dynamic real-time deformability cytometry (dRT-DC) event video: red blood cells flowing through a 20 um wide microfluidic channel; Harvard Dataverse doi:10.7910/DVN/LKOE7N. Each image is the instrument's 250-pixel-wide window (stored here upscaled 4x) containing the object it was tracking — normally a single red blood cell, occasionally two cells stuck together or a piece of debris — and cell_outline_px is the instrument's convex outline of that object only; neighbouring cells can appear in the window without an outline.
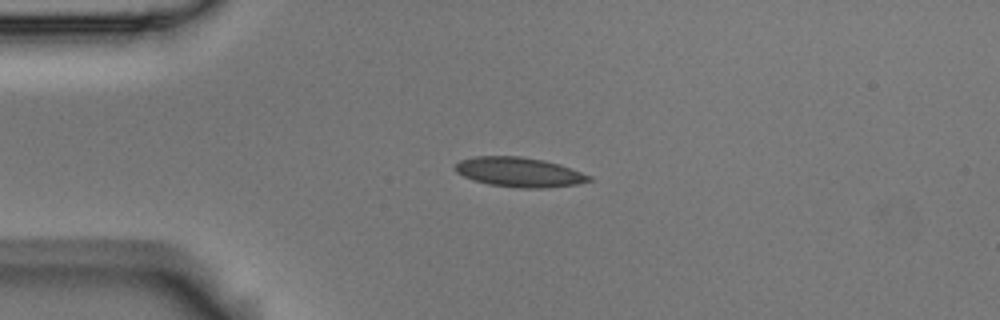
{"species": "Egyptian fruit bat (a non-hibernating species)", "species_latin": "Rousettus aegyptiacus", "temperature_condition": "room temperature", "stored_images_in_passage": 42, "camera_frame_rate_fps": 3000, "um_per_image_px": 0.085, "animal": {"sex": "male"}, "frame": {"image": 1, "passage_image": 1, "time_ms": 0.0, "image_size_px": [1000, 320], "cell_outline_px": [[592, 180], [576, 184], [548, 188], [520, 188], [488, 184], [464, 176], [456, 172], [452, 168], [460, 160], [472, 156], [520, 156], [544, 160], [560, 164], [592, 176]], "centroid_in_image_um": [44.13, 14.62], "position_along_channel_um": 40.9, "area_um2": 23.18}}
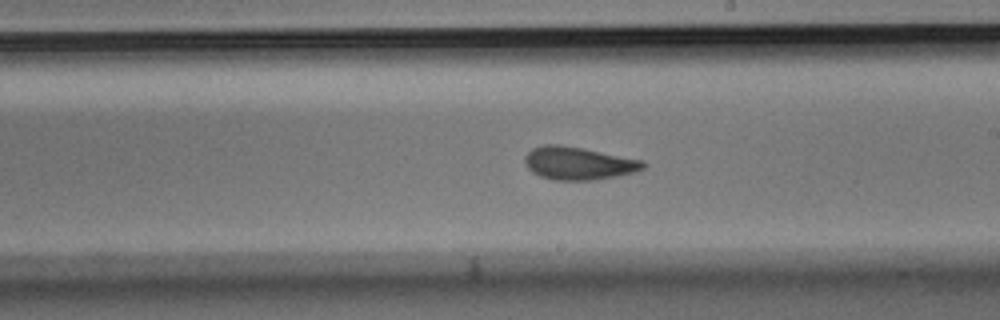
{"frame": {"image": 2, "passage_image": 19, "time_ms": 6.0, "image_size_px": [1000, 320], "cell_outline_px": [[648, 164], [644, 168], [632, 172], [616, 176], [596, 180], [556, 180], [540, 176], [532, 172], [528, 168], [524, 160], [524, 156], [532, 148], [544, 144], [560, 144], [644, 160]], "centroid_in_image_um": [49.16, 13.87], "position_along_channel_um": 239.8, "area_um2": 22.66}}
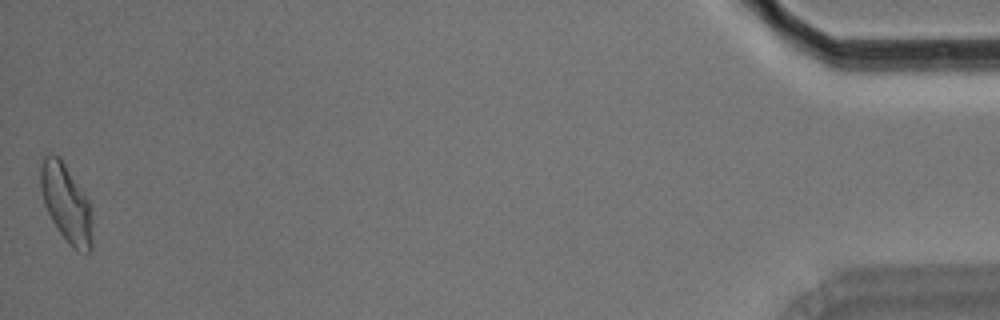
{"frame": {"image": 3, "passage_image": 42, "time_ms": 13.667, "image_size_px": [1000, 320], "cell_outline_px": [[92, 248], [88, 252], [72, 248], [68, 244], [52, 220], [44, 204], [40, 188], [40, 168], [44, 156], [48, 152], [52, 152], [60, 156], [92, 204]], "centroid_in_image_um": [5.64, 17.23], "position_along_channel_um": 429.6, "area_um2": 23.93}, "authors_computed_cell_mechanics": {"area_um2": 22.253, "velocity_mm_per_s": 3.7175, "shape_relaxation_time_tau1_ms": 6.576, "shape_relaxation_time_tau2_ms": 2.4002, "deformation_change_tau1": 0.1496, "deformation_change_tau2": 0.071}}